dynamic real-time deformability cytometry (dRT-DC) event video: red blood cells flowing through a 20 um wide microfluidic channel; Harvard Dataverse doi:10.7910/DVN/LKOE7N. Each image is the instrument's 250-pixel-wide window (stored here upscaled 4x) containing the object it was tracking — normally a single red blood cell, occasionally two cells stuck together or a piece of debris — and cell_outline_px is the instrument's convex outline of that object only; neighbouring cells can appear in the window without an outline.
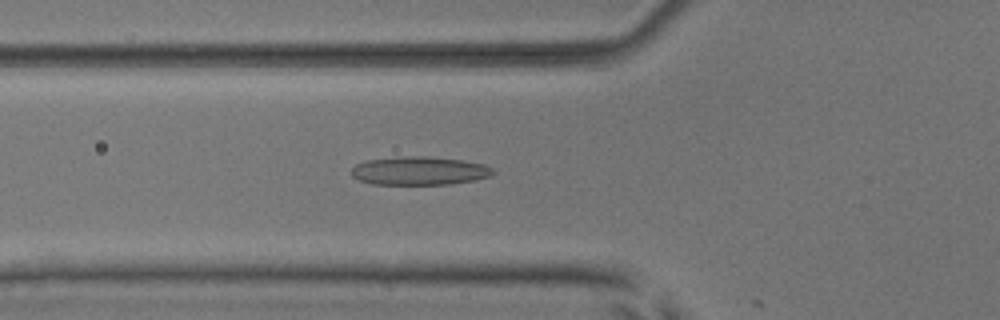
{"species": "common noctule bat (a hibernating species)", "species_latin": "Nyctalus noctula", "temperature_condition": "room temperature", "stored_images_in_passage": 20, "camera_frame_rate_fps": 3000, "um_per_image_px": 0.085, "animal": {"sex": "male", "body_mass_g": 17.9, "forearm_length_mm": 54.2}, "frame": {"image": 1, "passage_image": 19, "time_ms": 6.0, "image_size_px": [1000, 320], "cell_outline_px": [[496, 172], [492, 176], [476, 180], [448, 184], [372, 184], [360, 180], [352, 176], [352, 168], [356, 164], [368, 160], [400, 156], [428, 156], [464, 160], [484, 164], [492, 168]], "centroid_in_image_um": [35.69, 14.51], "position_along_channel_um": 90.1, "area_um2": 23.58}}